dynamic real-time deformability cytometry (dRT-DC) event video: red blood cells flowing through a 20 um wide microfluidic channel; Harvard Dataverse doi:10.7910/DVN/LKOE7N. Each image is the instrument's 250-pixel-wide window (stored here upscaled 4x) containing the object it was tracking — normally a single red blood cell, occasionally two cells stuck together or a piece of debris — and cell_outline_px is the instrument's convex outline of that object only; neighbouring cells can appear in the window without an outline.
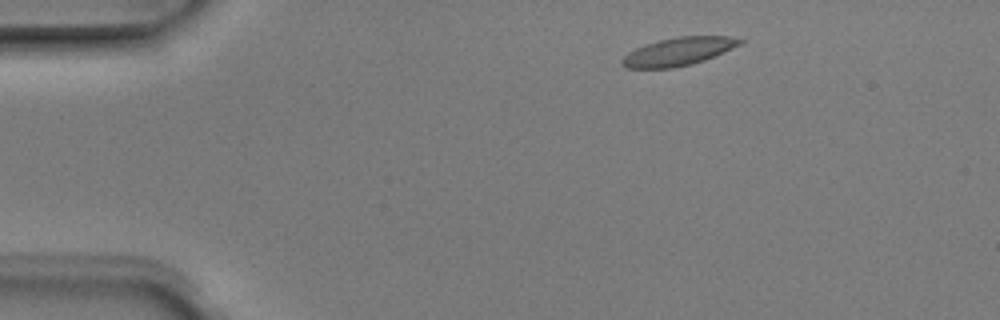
{"species": "Egyptian fruit bat (a non-hibernating species)", "species_latin": "Rousettus aegyptiacus", "temperature_condition": "room temperature", "stored_images_in_passage": 3, "camera_frame_rate_fps": 3000, "um_per_image_px": 0.085, "animal": {"sex": "male"}, "frame": {"image": 1, "passage_image": 2, "time_ms": 0.333, "image_size_px": [1000, 320], "cell_outline_px": [[744, 40], [740, 44], [704, 60], [692, 64], [672, 68], [624, 68], [620, 64], [620, 60], [628, 52], [644, 44], [660, 40], [680, 36], [728, 36]], "centroid_in_image_um": [57.59, 4.39], "position_along_channel_um": 27.4, "area_um2": 19.13}}